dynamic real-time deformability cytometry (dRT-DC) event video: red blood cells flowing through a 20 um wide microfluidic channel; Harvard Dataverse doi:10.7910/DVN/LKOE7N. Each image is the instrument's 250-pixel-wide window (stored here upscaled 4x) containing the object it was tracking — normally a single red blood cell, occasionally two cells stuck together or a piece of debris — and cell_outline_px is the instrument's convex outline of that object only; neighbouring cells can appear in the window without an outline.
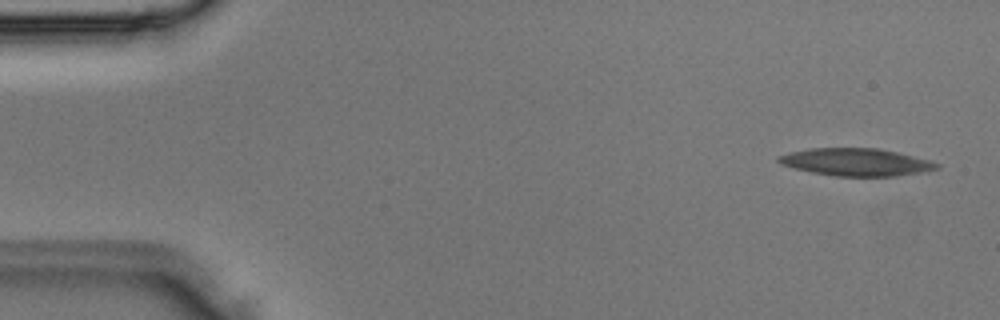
{"species": "Egyptian fruit bat (a non-hibernating species)", "species_latin": "Rousettus aegyptiacus", "temperature_condition": "room temperature", "stored_images_in_passage": 4, "camera_frame_rate_fps": 3000, "um_per_image_px": 0.085, "animal": {"sex": "male"}, "frame": {"image": 1, "passage_image": 1, "time_ms": 0.0, "image_size_px": [1000, 320], "cell_outline_px": [[940, 168], [920, 172], [896, 176], [836, 176], [812, 172], [792, 168], [780, 164], [776, 160], [776, 156], [808, 148], [880, 148], [932, 160], [940, 164]], "centroid_in_image_um": [72.77, 13.77], "position_along_channel_um": 12.2, "area_um2": 25.49}}